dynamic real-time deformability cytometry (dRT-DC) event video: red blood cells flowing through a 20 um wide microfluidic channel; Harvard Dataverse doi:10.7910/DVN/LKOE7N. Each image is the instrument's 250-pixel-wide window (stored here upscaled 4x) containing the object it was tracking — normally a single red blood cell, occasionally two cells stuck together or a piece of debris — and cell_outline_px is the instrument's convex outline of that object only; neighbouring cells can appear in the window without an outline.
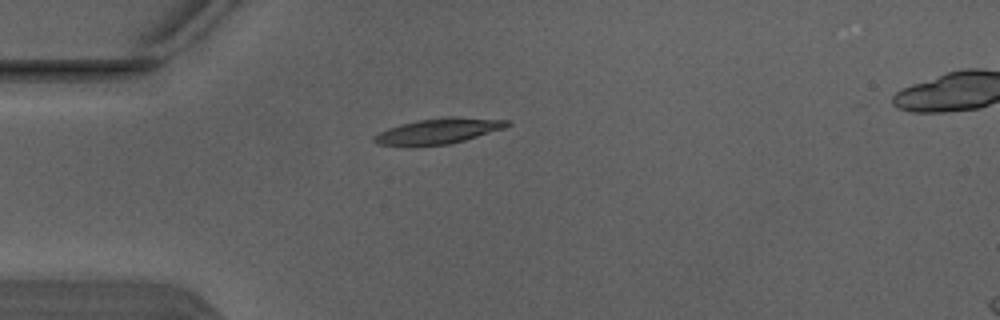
{"species": "Egyptian fruit bat (a non-hibernating species)", "species_latin": "Rousettus aegyptiacus", "temperature_condition": "warm", "stored_images_in_passage": 4, "camera_frame_rate_fps": 3000, "um_per_image_px": 0.085, "animal": {"sex": "male"}, "frame": {"image": 1, "passage_image": 3, "time_ms": 0.667, "image_size_px": [1000, 320], "cell_outline_px": [[512, 124], [504, 128], [464, 140], [448, 144], [376, 144], [372, 140], [372, 136], [388, 128], [400, 124], [416, 120], [448, 116], [452, 116], [508, 120]], "centroid_in_image_um": [37.29, 11.1], "position_along_channel_um": 47.7, "area_um2": 19.25}}